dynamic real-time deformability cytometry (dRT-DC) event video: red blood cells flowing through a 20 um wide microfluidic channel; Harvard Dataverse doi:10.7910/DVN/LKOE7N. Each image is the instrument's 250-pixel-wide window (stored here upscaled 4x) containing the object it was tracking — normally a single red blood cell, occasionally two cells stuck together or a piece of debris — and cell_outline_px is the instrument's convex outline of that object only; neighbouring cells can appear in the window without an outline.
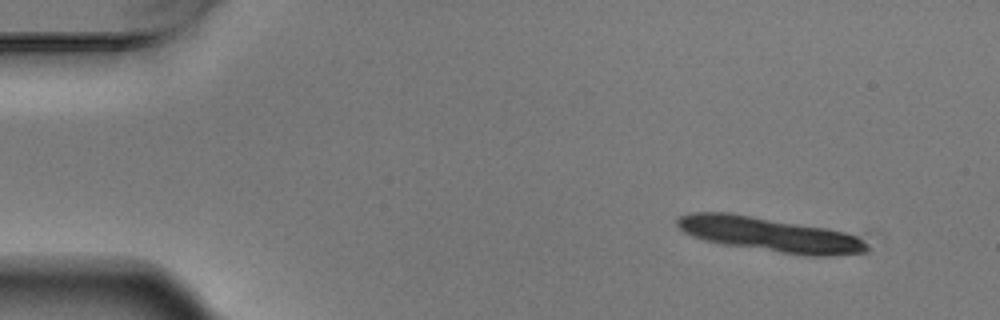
{"species": "Egyptian fruit bat (a non-hibernating species)", "species_latin": "Rousettus aegyptiacus", "temperature_condition": "warm", "stored_images_in_passage": 6, "segment_of_instrument_passage": [1, 2], "camera_frame_rate_fps": 3000, "um_per_image_px": 0.085, "animal": {"sex": "male"}, "frame": {"image": 1, "passage_image": 1, "time_ms": 0.0, "image_size_px": [1000, 320], "cell_outline_px": [[872, 248], [864, 252], [832, 256], [804, 256], [724, 244], [704, 240], [692, 236], [684, 232], [676, 224], [676, 220], [680, 216], [688, 212], [732, 212], [828, 228], [844, 232], [856, 236], [868, 244]], "centroid_in_image_um": [65.43, 19.92], "position_along_channel_um": 19.6, "area_um2": 38.32}}